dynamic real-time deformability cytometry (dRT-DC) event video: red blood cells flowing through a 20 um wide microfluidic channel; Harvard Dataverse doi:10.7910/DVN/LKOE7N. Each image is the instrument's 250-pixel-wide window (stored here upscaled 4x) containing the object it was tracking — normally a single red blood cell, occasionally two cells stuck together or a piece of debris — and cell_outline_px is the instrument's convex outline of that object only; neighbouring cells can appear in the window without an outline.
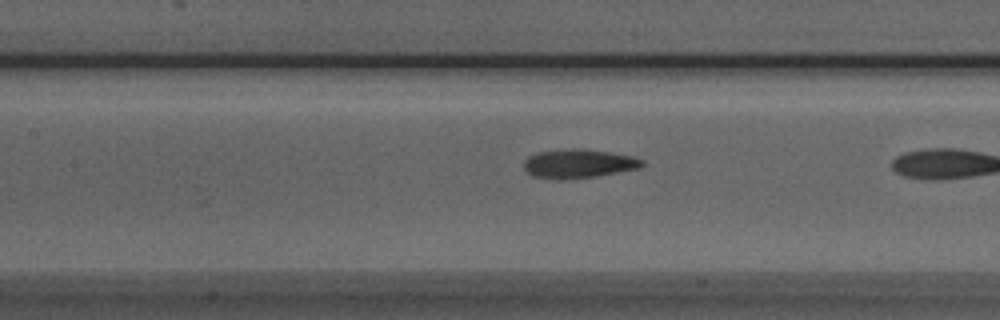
{"species": "Egyptian fruit bat (a non-hibernating species)", "species_latin": "Rousettus aegyptiacus", "temperature_condition": "room temperature", "stored_images_in_passage": 10, "camera_frame_rate_fps": 3000, "um_per_image_px": 0.085, "animal": {"sex": "male"}, "frame": {"image": 1, "passage_image": 9, "time_ms": 2.667, "image_size_px": [1000, 320], "cell_outline_px": [[644, 164], [640, 168], [596, 176], [564, 180], [552, 180], [532, 176], [524, 168], [524, 160], [528, 156], [536, 152], [572, 148], [580, 148], [608, 152], [632, 156], [644, 160]], "centroid_in_image_um": [49.14, 13.92], "position_along_channel_um": 158.3, "area_um2": 20.11}}